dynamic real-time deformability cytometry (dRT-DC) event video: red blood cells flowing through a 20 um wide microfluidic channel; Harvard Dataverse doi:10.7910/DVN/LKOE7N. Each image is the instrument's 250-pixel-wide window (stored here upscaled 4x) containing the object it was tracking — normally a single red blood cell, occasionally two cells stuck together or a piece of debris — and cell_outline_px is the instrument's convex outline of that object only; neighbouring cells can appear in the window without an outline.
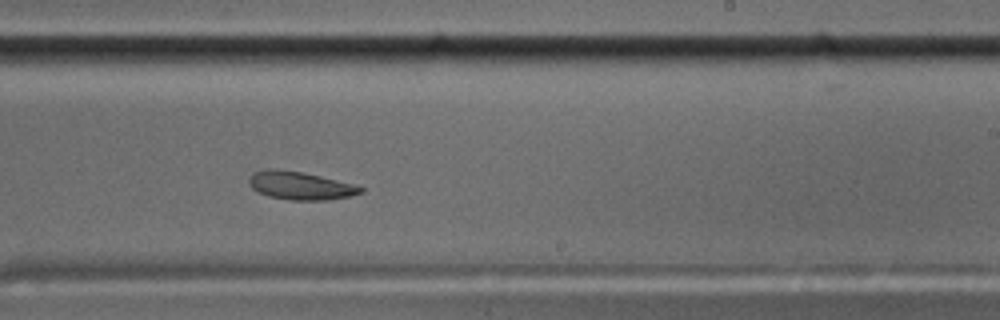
{"species": "common noctule bat (a hibernating species)", "species_latin": "Nyctalus noctula", "temperature_condition": "cold", "stored_images_in_passage": 51, "camera_frame_rate_fps": 3000, "um_per_image_px": 0.085, "animal": {"sex": "male", "body_mass_g": 17.5, "forearm_length_mm": 52.3}, "frame": {"image": 1, "passage_image": 29, "time_ms": 9.333, "image_size_px": [1000, 320], "cell_outline_px": [[364, 192], [348, 196], [328, 200], [292, 200], [268, 196], [252, 188], [248, 184], [248, 176], [252, 172], [264, 168], [272, 168], [300, 172], [320, 176], [352, 184], [364, 188]], "centroid_in_image_um": [25.46, 15.77], "position_along_channel_um": 263.5, "area_um2": 18.21}}
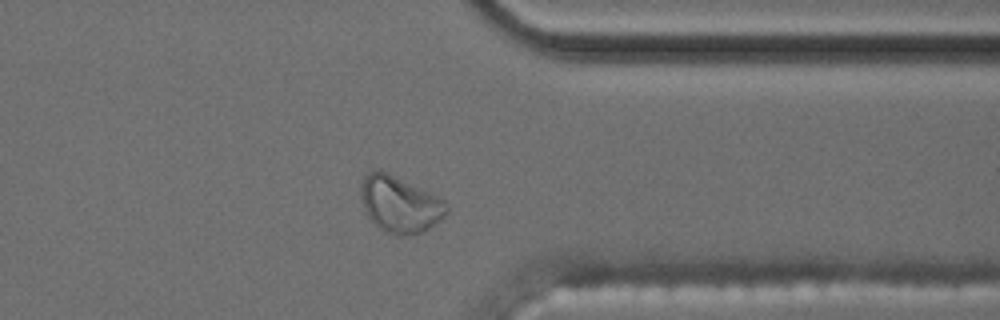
{"frame": {"image": 2, "passage_image": 39, "time_ms": 12.667, "image_size_px": [1000, 320], "cell_outline_px": [[448, 212], [440, 220], [424, 232], [412, 236], [400, 236], [388, 232], [380, 228], [368, 216], [364, 208], [360, 196], [360, 184], [364, 176], [368, 172], [380, 168], [432, 192], [444, 200], [448, 208]], "centroid_in_image_um": [33.99, 17.34], "position_along_channel_um": 377.4, "area_um2": 28.67}}
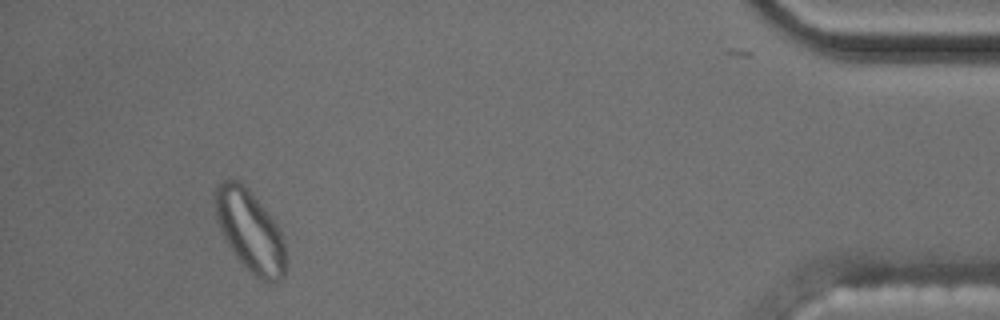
{"frame": {"image": 3, "passage_image": 47, "time_ms": 15.333, "image_size_px": [1000, 320], "cell_outline_px": [[284, 276], [280, 280], [272, 284], [256, 276], [236, 256], [228, 244], [216, 220], [212, 192], [216, 184], [220, 180], [240, 180], [252, 192], [268, 212], [276, 224], [284, 240]], "centroid_in_image_um": [21.2, 19.55], "position_along_channel_um": 414.0, "area_um2": 33.47}}